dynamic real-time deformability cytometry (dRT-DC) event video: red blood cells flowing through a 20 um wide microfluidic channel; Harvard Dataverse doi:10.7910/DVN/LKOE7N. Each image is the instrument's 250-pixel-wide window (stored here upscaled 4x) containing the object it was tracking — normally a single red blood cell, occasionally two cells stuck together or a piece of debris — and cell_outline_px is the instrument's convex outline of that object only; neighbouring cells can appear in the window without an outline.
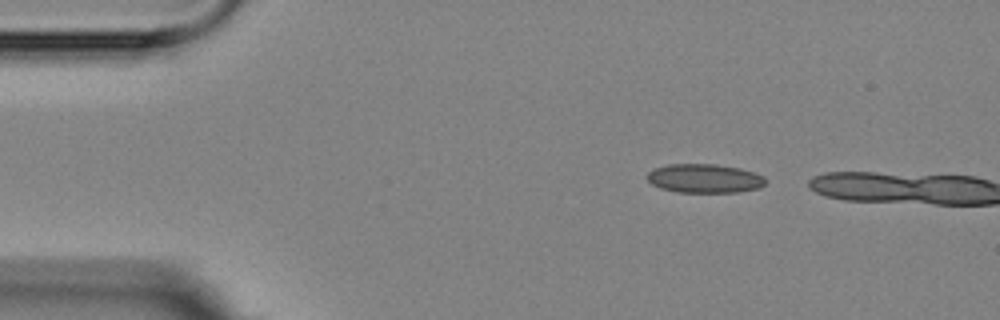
{"species": "Egyptian fruit bat (a non-hibernating species)", "species_latin": "Rousettus aegyptiacus", "temperature_condition": "room temperature", "stored_images_in_passage": 2, "camera_frame_rate_fps": 3000, "um_per_image_px": 0.085, "animal": {"sex": "female"}, "frame": {"image": 1, "passage_image": 1, "time_ms": 0.0, "image_size_px": [1000, 320], "cell_outline_px": [[768, 180], [760, 188], [736, 192], [676, 192], [660, 188], [652, 184], [648, 180], [648, 172], [656, 168], [668, 164], [716, 164], [740, 168], [764, 176]], "centroid_in_image_um": [59.91, 15.17], "position_along_channel_um": 25.1, "area_um2": 19.94}}